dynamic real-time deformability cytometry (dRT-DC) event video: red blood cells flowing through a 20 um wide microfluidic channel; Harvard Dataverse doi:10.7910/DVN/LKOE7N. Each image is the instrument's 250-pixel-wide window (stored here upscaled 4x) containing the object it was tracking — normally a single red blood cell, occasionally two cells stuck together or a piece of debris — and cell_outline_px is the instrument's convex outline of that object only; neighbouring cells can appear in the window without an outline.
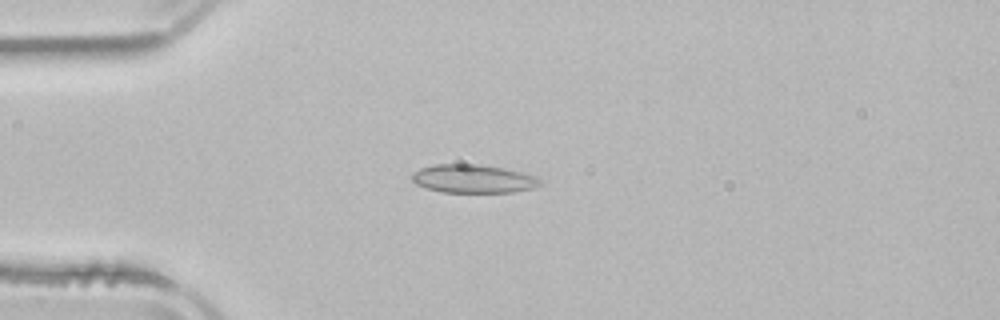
{"species": "common noctule bat (a hibernating species)", "species_latin": "Nyctalus noctula", "temperature_condition": "room temperature", "stored_images_in_passage": 1, "camera_frame_rate_fps": 3000, "um_per_image_px": 0.085, "animal": {"sex": "male", "body_mass_g": 21.5, "forearm_length_mm": 52.0}, "frame": {"image": 1, "passage_image": 1, "time_ms": 0.0, "image_size_px": [1000, 320], "cell_outline_px": [[540, 184], [532, 188], [512, 192], [444, 192], [428, 188], [416, 184], [412, 180], [412, 172], [420, 168], [432, 164], [476, 164], [504, 168], [536, 176], [540, 180]], "centroid_in_image_um": [40.19, 15.18], "position_along_channel_um": 44.8, "area_um2": 21.04}}